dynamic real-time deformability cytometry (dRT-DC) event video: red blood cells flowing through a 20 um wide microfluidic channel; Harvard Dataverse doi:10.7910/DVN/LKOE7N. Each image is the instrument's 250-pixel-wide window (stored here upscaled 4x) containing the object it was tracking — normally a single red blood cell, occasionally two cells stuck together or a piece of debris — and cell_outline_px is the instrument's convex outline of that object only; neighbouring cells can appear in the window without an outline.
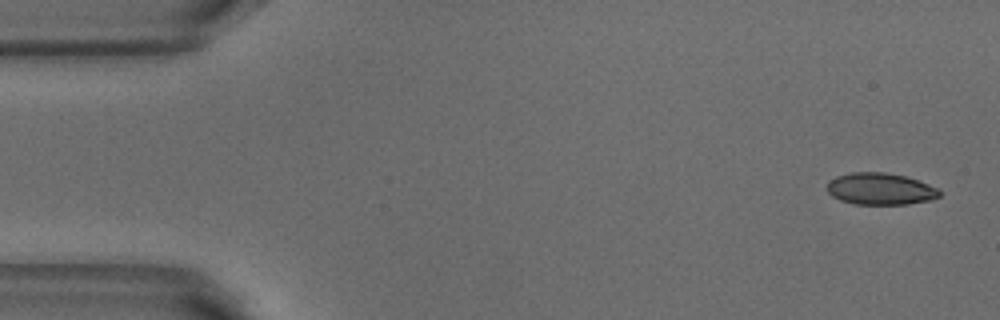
{"species": "common noctule bat (a hibernating species)", "species_latin": "Nyctalus noctula", "temperature_condition": "warm", "stored_images_in_passage": 4, "camera_frame_rate_fps": 3000, "um_per_image_px": 0.085, "animal": {"sex": "male", "body_mass_g": 18.8}, "frame": {"image": 1, "passage_image": 1, "time_ms": 0.0, "image_size_px": [1000, 320], "cell_outline_px": [[940, 196], [932, 200], [908, 204], [856, 204], [840, 200], [832, 196], [828, 192], [828, 180], [836, 176], [852, 172], [884, 172], [904, 176], [940, 188]], "centroid_in_image_um": [74.84, 16.06], "position_along_channel_um": 10.2, "area_um2": 20.87}}
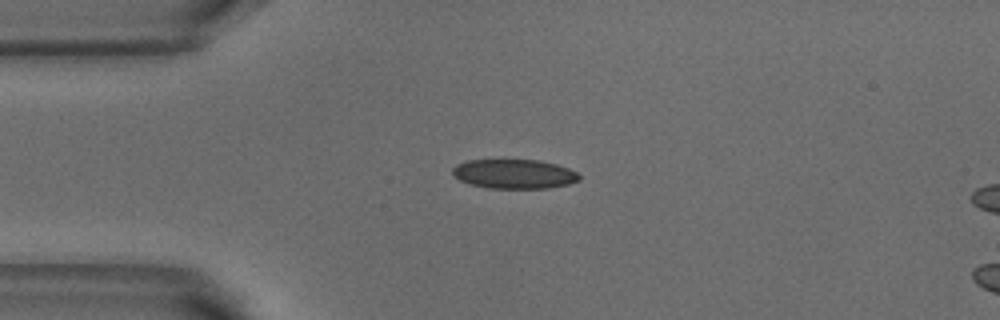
{"frame": {"image": 2, "passage_image": 3, "time_ms": 0.667, "image_size_px": [1000, 320], "cell_outline_px": [[580, 180], [568, 184], [548, 188], [488, 188], [468, 184], [452, 176], [452, 168], [456, 164], [468, 160], [540, 160], [556, 164], [568, 168], [576, 172], [580, 176]], "centroid_in_image_um": [43.67, 14.79], "position_along_channel_um": 41.3, "area_um2": 21.79}}